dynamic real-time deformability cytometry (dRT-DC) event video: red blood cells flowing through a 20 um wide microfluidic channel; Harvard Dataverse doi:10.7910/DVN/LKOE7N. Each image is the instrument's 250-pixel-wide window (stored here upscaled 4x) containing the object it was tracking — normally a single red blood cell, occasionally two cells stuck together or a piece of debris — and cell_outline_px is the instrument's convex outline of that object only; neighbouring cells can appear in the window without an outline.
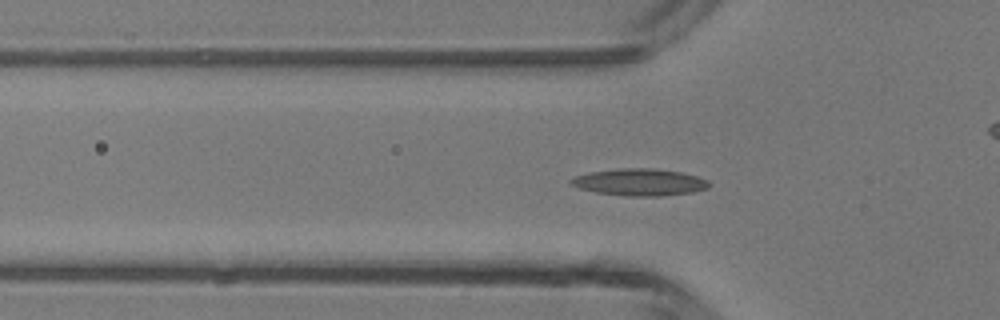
{"species": "common noctule bat (a hibernating species)", "species_latin": "Nyctalus noctula", "temperature_condition": "room temperature", "stored_images_in_passage": 39, "camera_frame_rate_fps": 3000, "um_per_image_px": 0.085, "animal": {"sex": "male", "body_mass_g": 13.3}, "frame": {"image": 1, "passage_image": 6, "time_ms": 1.667, "image_size_px": [1000, 320], "cell_outline_px": [[712, 184], [708, 188], [692, 192], [660, 196], [624, 196], [596, 192], [580, 188], [572, 184], [568, 180], [576, 176], [592, 172], [616, 168], [656, 168], [680, 172], [696, 176], [708, 180]], "centroid_in_image_um": [54.4, 15.48], "position_along_channel_um": 71.4, "area_um2": 21.68}}
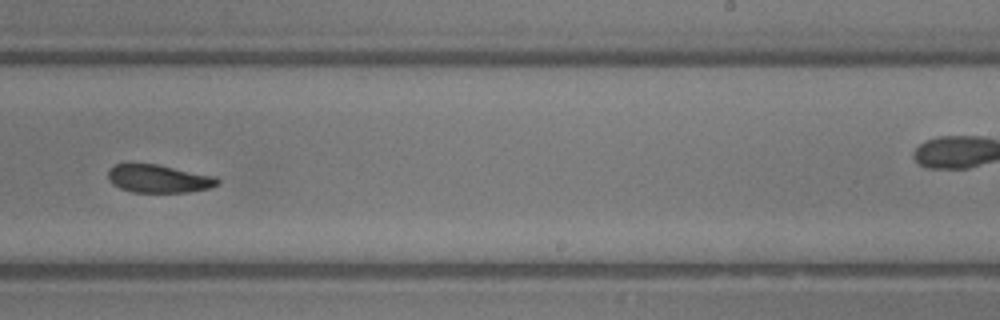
{"frame": {"image": 2, "passage_image": 20, "time_ms": 6.333, "image_size_px": [1000, 320], "cell_outline_px": [[220, 184], [212, 188], [188, 192], [132, 192], [120, 188], [112, 184], [108, 180], [108, 168], [116, 164], [156, 164], [216, 176], [220, 180]], "centroid_in_image_um": [13.51, 15.19], "position_along_channel_um": 275.5, "area_um2": 18.03}}
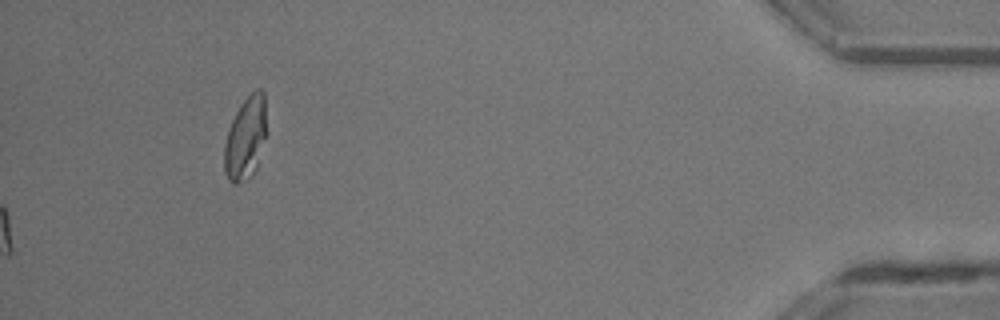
{"frame": {"image": 3, "passage_image": 39, "time_ms": 12.667, "image_size_px": [1000, 320], "cell_outline_px": [[268, 132], [256, 168], [252, 176], [236, 184], [232, 184], [228, 180], [224, 172], [224, 144], [228, 128], [240, 104], [256, 88], [260, 88], [264, 92]], "centroid_in_image_um": [20.9, 11.74], "position_along_channel_um": 414.3, "area_um2": 20.98}, "authors_computed_cell_mechanics": {"area_um2": 18.6694, "velocity_mm_per_s": 4.3674, "shape_relaxation_time_tau1_ms": 7.4463, "shape_relaxation_time_tau2_ms": null, "deformation_change_tau1": 0.2, "deformation_change_tau2": null}}